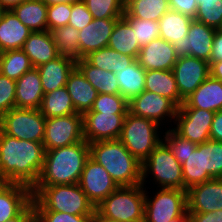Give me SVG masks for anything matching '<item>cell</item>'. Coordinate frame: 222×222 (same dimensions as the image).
<instances>
[{"label":"cell","instance_id":"obj_1","mask_svg":"<svg viewBox=\"0 0 222 222\" xmlns=\"http://www.w3.org/2000/svg\"><path fill=\"white\" fill-rule=\"evenodd\" d=\"M45 158L42 142L20 140L0 130V182L33 188Z\"/></svg>","mask_w":222,"mask_h":222},{"label":"cell","instance_id":"obj_2","mask_svg":"<svg viewBox=\"0 0 222 222\" xmlns=\"http://www.w3.org/2000/svg\"><path fill=\"white\" fill-rule=\"evenodd\" d=\"M90 157V147L86 140L45 150L43 168L35 186L77 184Z\"/></svg>","mask_w":222,"mask_h":222},{"label":"cell","instance_id":"obj_3","mask_svg":"<svg viewBox=\"0 0 222 222\" xmlns=\"http://www.w3.org/2000/svg\"><path fill=\"white\" fill-rule=\"evenodd\" d=\"M89 147L90 157L106 169L119 187L141 184L142 163L119 139L96 141Z\"/></svg>","mask_w":222,"mask_h":222},{"label":"cell","instance_id":"obj_4","mask_svg":"<svg viewBox=\"0 0 222 222\" xmlns=\"http://www.w3.org/2000/svg\"><path fill=\"white\" fill-rule=\"evenodd\" d=\"M32 195L35 211H56L71 215H93L96 211L78 183L34 186Z\"/></svg>","mask_w":222,"mask_h":222},{"label":"cell","instance_id":"obj_5","mask_svg":"<svg viewBox=\"0 0 222 222\" xmlns=\"http://www.w3.org/2000/svg\"><path fill=\"white\" fill-rule=\"evenodd\" d=\"M145 190L137 186H121L96 206V210L107 218L121 222H144Z\"/></svg>","mask_w":222,"mask_h":222},{"label":"cell","instance_id":"obj_6","mask_svg":"<svg viewBox=\"0 0 222 222\" xmlns=\"http://www.w3.org/2000/svg\"><path fill=\"white\" fill-rule=\"evenodd\" d=\"M159 129L156 122L128 112L118 139L142 163L162 141Z\"/></svg>","mask_w":222,"mask_h":222},{"label":"cell","instance_id":"obj_7","mask_svg":"<svg viewBox=\"0 0 222 222\" xmlns=\"http://www.w3.org/2000/svg\"><path fill=\"white\" fill-rule=\"evenodd\" d=\"M154 180L159 188L184 190L182 165L171 153L169 147L161 141L160 144L142 162V181L144 186L148 182L146 178ZM158 183V184H157Z\"/></svg>","mask_w":222,"mask_h":222},{"label":"cell","instance_id":"obj_8","mask_svg":"<svg viewBox=\"0 0 222 222\" xmlns=\"http://www.w3.org/2000/svg\"><path fill=\"white\" fill-rule=\"evenodd\" d=\"M46 118L39 109L12 108L0 117V130L17 139L42 142Z\"/></svg>","mask_w":222,"mask_h":222},{"label":"cell","instance_id":"obj_9","mask_svg":"<svg viewBox=\"0 0 222 222\" xmlns=\"http://www.w3.org/2000/svg\"><path fill=\"white\" fill-rule=\"evenodd\" d=\"M145 190L144 222H170L187 212V191L160 188L154 197Z\"/></svg>","mask_w":222,"mask_h":222},{"label":"cell","instance_id":"obj_10","mask_svg":"<svg viewBox=\"0 0 222 222\" xmlns=\"http://www.w3.org/2000/svg\"><path fill=\"white\" fill-rule=\"evenodd\" d=\"M83 140V116L81 113L46 118L42 141L45 150L69 146Z\"/></svg>","mask_w":222,"mask_h":222},{"label":"cell","instance_id":"obj_11","mask_svg":"<svg viewBox=\"0 0 222 222\" xmlns=\"http://www.w3.org/2000/svg\"><path fill=\"white\" fill-rule=\"evenodd\" d=\"M128 106L131 114L150 119L161 127L168 121L172 128L178 110L170 99L147 90L128 101Z\"/></svg>","mask_w":222,"mask_h":222},{"label":"cell","instance_id":"obj_12","mask_svg":"<svg viewBox=\"0 0 222 222\" xmlns=\"http://www.w3.org/2000/svg\"><path fill=\"white\" fill-rule=\"evenodd\" d=\"M215 112L199 108H178L172 128L182 138L196 145L210 139V129Z\"/></svg>","mask_w":222,"mask_h":222},{"label":"cell","instance_id":"obj_13","mask_svg":"<svg viewBox=\"0 0 222 222\" xmlns=\"http://www.w3.org/2000/svg\"><path fill=\"white\" fill-rule=\"evenodd\" d=\"M78 184L95 207L119 187L106 169L91 157L85 162Z\"/></svg>","mask_w":222,"mask_h":222},{"label":"cell","instance_id":"obj_14","mask_svg":"<svg viewBox=\"0 0 222 222\" xmlns=\"http://www.w3.org/2000/svg\"><path fill=\"white\" fill-rule=\"evenodd\" d=\"M127 113L85 112L83 116L84 140L96 141L118 139Z\"/></svg>","mask_w":222,"mask_h":222},{"label":"cell","instance_id":"obj_15","mask_svg":"<svg viewBox=\"0 0 222 222\" xmlns=\"http://www.w3.org/2000/svg\"><path fill=\"white\" fill-rule=\"evenodd\" d=\"M180 97L184 100L209 76V62L192 56L178 57L172 69Z\"/></svg>","mask_w":222,"mask_h":222},{"label":"cell","instance_id":"obj_16","mask_svg":"<svg viewBox=\"0 0 222 222\" xmlns=\"http://www.w3.org/2000/svg\"><path fill=\"white\" fill-rule=\"evenodd\" d=\"M216 30L193 19L187 36L173 44L177 56H192L209 62Z\"/></svg>","mask_w":222,"mask_h":222},{"label":"cell","instance_id":"obj_17","mask_svg":"<svg viewBox=\"0 0 222 222\" xmlns=\"http://www.w3.org/2000/svg\"><path fill=\"white\" fill-rule=\"evenodd\" d=\"M187 191V211L207 213L222 210V178H213Z\"/></svg>","mask_w":222,"mask_h":222},{"label":"cell","instance_id":"obj_18","mask_svg":"<svg viewBox=\"0 0 222 222\" xmlns=\"http://www.w3.org/2000/svg\"><path fill=\"white\" fill-rule=\"evenodd\" d=\"M178 59L173 44L161 37L140 48L137 60L145 70H172Z\"/></svg>","mask_w":222,"mask_h":222},{"label":"cell","instance_id":"obj_19","mask_svg":"<svg viewBox=\"0 0 222 222\" xmlns=\"http://www.w3.org/2000/svg\"><path fill=\"white\" fill-rule=\"evenodd\" d=\"M32 189L17 183L0 182V222L18 216L31 202Z\"/></svg>","mask_w":222,"mask_h":222},{"label":"cell","instance_id":"obj_20","mask_svg":"<svg viewBox=\"0 0 222 222\" xmlns=\"http://www.w3.org/2000/svg\"><path fill=\"white\" fill-rule=\"evenodd\" d=\"M119 18H94L86 27L79 30L80 58L90 52L108 47L109 38Z\"/></svg>","mask_w":222,"mask_h":222},{"label":"cell","instance_id":"obj_21","mask_svg":"<svg viewBox=\"0 0 222 222\" xmlns=\"http://www.w3.org/2000/svg\"><path fill=\"white\" fill-rule=\"evenodd\" d=\"M76 67V60L59 55L37 67L44 94L65 87L69 74Z\"/></svg>","mask_w":222,"mask_h":222},{"label":"cell","instance_id":"obj_22","mask_svg":"<svg viewBox=\"0 0 222 222\" xmlns=\"http://www.w3.org/2000/svg\"><path fill=\"white\" fill-rule=\"evenodd\" d=\"M179 108H199L212 112L222 110V81L211 75L187 98Z\"/></svg>","mask_w":222,"mask_h":222},{"label":"cell","instance_id":"obj_23","mask_svg":"<svg viewBox=\"0 0 222 222\" xmlns=\"http://www.w3.org/2000/svg\"><path fill=\"white\" fill-rule=\"evenodd\" d=\"M43 96L40 73L36 67L25 72L16 81V108L39 109Z\"/></svg>","mask_w":222,"mask_h":222},{"label":"cell","instance_id":"obj_24","mask_svg":"<svg viewBox=\"0 0 222 222\" xmlns=\"http://www.w3.org/2000/svg\"><path fill=\"white\" fill-rule=\"evenodd\" d=\"M22 50L29 57L33 67L36 68L59 56L57 47L49 30L32 32L24 42Z\"/></svg>","mask_w":222,"mask_h":222},{"label":"cell","instance_id":"obj_25","mask_svg":"<svg viewBox=\"0 0 222 222\" xmlns=\"http://www.w3.org/2000/svg\"><path fill=\"white\" fill-rule=\"evenodd\" d=\"M31 30L23 25L12 10H4L0 18V48L2 51L22 49Z\"/></svg>","mask_w":222,"mask_h":222},{"label":"cell","instance_id":"obj_26","mask_svg":"<svg viewBox=\"0 0 222 222\" xmlns=\"http://www.w3.org/2000/svg\"><path fill=\"white\" fill-rule=\"evenodd\" d=\"M65 87L71 96L76 112L81 114L92 108L99 94L77 67L69 74Z\"/></svg>","mask_w":222,"mask_h":222},{"label":"cell","instance_id":"obj_27","mask_svg":"<svg viewBox=\"0 0 222 222\" xmlns=\"http://www.w3.org/2000/svg\"><path fill=\"white\" fill-rule=\"evenodd\" d=\"M145 90L170 99L178 108L184 102L180 97L172 70H148L145 76Z\"/></svg>","mask_w":222,"mask_h":222},{"label":"cell","instance_id":"obj_28","mask_svg":"<svg viewBox=\"0 0 222 222\" xmlns=\"http://www.w3.org/2000/svg\"><path fill=\"white\" fill-rule=\"evenodd\" d=\"M115 76L120 95L127 101L145 91L146 71L139 65L137 59L130 66L115 72Z\"/></svg>","mask_w":222,"mask_h":222},{"label":"cell","instance_id":"obj_29","mask_svg":"<svg viewBox=\"0 0 222 222\" xmlns=\"http://www.w3.org/2000/svg\"><path fill=\"white\" fill-rule=\"evenodd\" d=\"M76 67L99 94H120L115 73L97 68L85 58L76 60Z\"/></svg>","mask_w":222,"mask_h":222},{"label":"cell","instance_id":"obj_30","mask_svg":"<svg viewBox=\"0 0 222 222\" xmlns=\"http://www.w3.org/2000/svg\"><path fill=\"white\" fill-rule=\"evenodd\" d=\"M20 22L28 27L31 32L47 31V5L42 0H26L14 7Z\"/></svg>","mask_w":222,"mask_h":222},{"label":"cell","instance_id":"obj_31","mask_svg":"<svg viewBox=\"0 0 222 222\" xmlns=\"http://www.w3.org/2000/svg\"><path fill=\"white\" fill-rule=\"evenodd\" d=\"M193 18L180 12L169 10L158 21L160 37L174 44L187 36Z\"/></svg>","mask_w":222,"mask_h":222},{"label":"cell","instance_id":"obj_32","mask_svg":"<svg viewBox=\"0 0 222 222\" xmlns=\"http://www.w3.org/2000/svg\"><path fill=\"white\" fill-rule=\"evenodd\" d=\"M108 47L137 59L141 47L131 25L123 17L114 25Z\"/></svg>","mask_w":222,"mask_h":222},{"label":"cell","instance_id":"obj_33","mask_svg":"<svg viewBox=\"0 0 222 222\" xmlns=\"http://www.w3.org/2000/svg\"><path fill=\"white\" fill-rule=\"evenodd\" d=\"M39 110L45 118L61 117L77 113L66 87L45 93Z\"/></svg>","mask_w":222,"mask_h":222},{"label":"cell","instance_id":"obj_34","mask_svg":"<svg viewBox=\"0 0 222 222\" xmlns=\"http://www.w3.org/2000/svg\"><path fill=\"white\" fill-rule=\"evenodd\" d=\"M91 65L109 72H117L122 68L130 66L136 58L121 54L114 49L104 47L90 52L84 57Z\"/></svg>","mask_w":222,"mask_h":222},{"label":"cell","instance_id":"obj_35","mask_svg":"<svg viewBox=\"0 0 222 222\" xmlns=\"http://www.w3.org/2000/svg\"><path fill=\"white\" fill-rule=\"evenodd\" d=\"M184 190L213 179L204 170L203 143L198 144L182 164Z\"/></svg>","mask_w":222,"mask_h":222},{"label":"cell","instance_id":"obj_36","mask_svg":"<svg viewBox=\"0 0 222 222\" xmlns=\"http://www.w3.org/2000/svg\"><path fill=\"white\" fill-rule=\"evenodd\" d=\"M169 10L168 0H125V12L131 18L158 22Z\"/></svg>","mask_w":222,"mask_h":222},{"label":"cell","instance_id":"obj_37","mask_svg":"<svg viewBox=\"0 0 222 222\" xmlns=\"http://www.w3.org/2000/svg\"><path fill=\"white\" fill-rule=\"evenodd\" d=\"M59 55L80 59L79 30L66 25L50 31Z\"/></svg>","mask_w":222,"mask_h":222},{"label":"cell","instance_id":"obj_38","mask_svg":"<svg viewBox=\"0 0 222 222\" xmlns=\"http://www.w3.org/2000/svg\"><path fill=\"white\" fill-rule=\"evenodd\" d=\"M33 68L29 57L22 49L4 51L1 58L0 73L17 81L25 72Z\"/></svg>","mask_w":222,"mask_h":222},{"label":"cell","instance_id":"obj_39","mask_svg":"<svg viewBox=\"0 0 222 222\" xmlns=\"http://www.w3.org/2000/svg\"><path fill=\"white\" fill-rule=\"evenodd\" d=\"M93 18H121L125 13V0H83Z\"/></svg>","mask_w":222,"mask_h":222},{"label":"cell","instance_id":"obj_40","mask_svg":"<svg viewBox=\"0 0 222 222\" xmlns=\"http://www.w3.org/2000/svg\"><path fill=\"white\" fill-rule=\"evenodd\" d=\"M123 18L131 25L140 47L160 37L159 24L157 21L131 18L126 12Z\"/></svg>","mask_w":222,"mask_h":222},{"label":"cell","instance_id":"obj_41","mask_svg":"<svg viewBox=\"0 0 222 222\" xmlns=\"http://www.w3.org/2000/svg\"><path fill=\"white\" fill-rule=\"evenodd\" d=\"M204 170L212 178H222V142L209 139L203 143Z\"/></svg>","mask_w":222,"mask_h":222},{"label":"cell","instance_id":"obj_42","mask_svg":"<svg viewBox=\"0 0 222 222\" xmlns=\"http://www.w3.org/2000/svg\"><path fill=\"white\" fill-rule=\"evenodd\" d=\"M194 20L217 29L222 22V0H197Z\"/></svg>","mask_w":222,"mask_h":222},{"label":"cell","instance_id":"obj_43","mask_svg":"<svg viewBox=\"0 0 222 222\" xmlns=\"http://www.w3.org/2000/svg\"><path fill=\"white\" fill-rule=\"evenodd\" d=\"M163 134L162 141L169 147L171 153L182 165L190 153L197 147V145L188 139L182 138L171 127L166 129Z\"/></svg>","mask_w":222,"mask_h":222},{"label":"cell","instance_id":"obj_44","mask_svg":"<svg viewBox=\"0 0 222 222\" xmlns=\"http://www.w3.org/2000/svg\"><path fill=\"white\" fill-rule=\"evenodd\" d=\"M87 112L128 113V101L120 94H98Z\"/></svg>","mask_w":222,"mask_h":222},{"label":"cell","instance_id":"obj_45","mask_svg":"<svg viewBox=\"0 0 222 222\" xmlns=\"http://www.w3.org/2000/svg\"><path fill=\"white\" fill-rule=\"evenodd\" d=\"M71 4L59 3L47 6V28L49 31L68 25Z\"/></svg>","mask_w":222,"mask_h":222},{"label":"cell","instance_id":"obj_46","mask_svg":"<svg viewBox=\"0 0 222 222\" xmlns=\"http://www.w3.org/2000/svg\"><path fill=\"white\" fill-rule=\"evenodd\" d=\"M16 81L0 73V117L15 108Z\"/></svg>","mask_w":222,"mask_h":222},{"label":"cell","instance_id":"obj_47","mask_svg":"<svg viewBox=\"0 0 222 222\" xmlns=\"http://www.w3.org/2000/svg\"><path fill=\"white\" fill-rule=\"evenodd\" d=\"M93 19V16L83 1L71 4V14L68 25L77 30H81L92 22Z\"/></svg>","mask_w":222,"mask_h":222},{"label":"cell","instance_id":"obj_48","mask_svg":"<svg viewBox=\"0 0 222 222\" xmlns=\"http://www.w3.org/2000/svg\"><path fill=\"white\" fill-rule=\"evenodd\" d=\"M43 222H89L92 215H71L56 211H35Z\"/></svg>","mask_w":222,"mask_h":222},{"label":"cell","instance_id":"obj_49","mask_svg":"<svg viewBox=\"0 0 222 222\" xmlns=\"http://www.w3.org/2000/svg\"><path fill=\"white\" fill-rule=\"evenodd\" d=\"M170 10L188 15L194 19L197 13V0H168Z\"/></svg>","mask_w":222,"mask_h":222},{"label":"cell","instance_id":"obj_50","mask_svg":"<svg viewBox=\"0 0 222 222\" xmlns=\"http://www.w3.org/2000/svg\"><path fill=\"white\" fill-rule=\"evenodd\" d=\"M191 222H222V210L199 213L189 212Z\"/></svg>","mask_w":222,"mask_h":222},{"label":"cell","instance_id":"obj_51","mask_svg":"<svg viewBox=\"0 0 222 222\" xmlns=\"http://www.w3.org/2000/svg\"><path fill=\"white\" fill-rule=\"evenodd\" d=\"M219 61H222V32L216 30V33L213 38V46L209 65Z\"/></svg>","mask_w":222,"mask_h":222},{"label":"cell","instance_id":"obj_52","mask_svg":"<svg viewBox=\"0 0 222 222\" xmlns=\"http://www.w3.org/2000/svg\"><path fill=\"white\" fill-rule=\"evenodd\" d=\"M210 139L222 142V110L215 112L210 129Z\"/></svg>","mask_w":222,"mask_h":222},{"label":"cell","instance_id":"obj_53","mask_svg":"<svg viewBox=\"0 0 222 222\" xmlns=\"http://www.w3.org/2000/svg\"><path fill=\"white\" fill-rule=\"evenodd\" d=\"M35 214V208L31 202L18 216L8 219L6 222H27Z\"/></svg>","mask_w":222,"mask_h":222},{"label":"cell","instance_id":"obj_54","mask_svg":"<svg viewBox=\"0 0 222 222\" xmlns=\"http://www.w3.org/2000/svg\"><path fill=\"white\" fill-rule=\"evenodd\" d=\"M210 75L222 81V61L214 62L210 65Z\"/></svg>","mask_w":222,"mask_h":222},{"label":"cell","instance_id":"obj_55","mask_svg":"<svg viewBox=\"0 0 222 222\" xmlns=\"http://www.w3.org/2000/svg\"><path fill=\"white\" fill-rule=\"evenodd\" d=\"M26 0H0V5L4 10H12Z\"/></svg>","mask_w":222,"mask_h":222},{"label":"cell","instance_id":"obj_56","mask_svg":"<svg viewBox=\"0 0 222 222\" xmlns=\"http://www.w3.org/2000/svg\"><path fill=\"white\" fill-rule=\"evenodd\" d=\"M89 222H121L116 219L107 218L105 216H102L97 210L92 215V217L89 219Z\"/></svg>","mask_w":222,"mask_h":222},{"label":"cell","instance_id":"obj_57","mask_svg":"<svg viewBox=\"0 0 222 222\" xmlns=\"http://www.w3.org/2000/svg\"><path fill=\"white\" fill-rule=\"evenodd\" d=\"M47 6L59 4V3H67V4H73L77 3L83 0H42Z\"/></svg>","mask_w":222,"mask_h":222},{"label":"cell","instance_id":"obj_58","mask_svg":"<svg viewBox=\"0 0 222 222\" xmlns=\"http://www.w3.org/2000/svg\"><path fill=\"white\" fill-rule=\"evenodd\" d=\"M170 222H191V217L189 215V212L187 211L184 215L172 219Z\"/></svg>","mask_w":222,"mask_h":222},{"label":"cell","instance_id":"obj_59","mask_svg":"<svg viewBox=\"0 0 222 222\" xmlns=\"http://www.w3.org/2000/svg\"><path fill=\"white\" fill-rule=\"evenodd\" d=\"M27 222H43L39 216L35 213Z\"/></svg>","mask_w":222,"mask_h":222},{"label":"cell","instance_id":"obj_60","mask_svg":"<svg viewBox=\"0 0 222 222\" xmlns=\"http://www.w3.org/2000/svg\"><path fill=\"white\" fill-rule=\"evenodd\" d=\"M217 30H218L219 32H222V22H221L220 26L217 28Z\"/></svg>","mask_w":222,"mask_h":222},{"label":"cell","instance_id":"obj_61","mask_svg":"<svg viewBox=\"0 0 222 222\" xmlns=\"http://www.w3.org/2000/svg\"><path fill=\"white\" fill-rule=\"evenodd\" d=\"M3 11H4V9H3V8L1 7V5H0V18H1V16H2Z\"/></svg>","mask_w":222,"mask_h":222},{"label":"cell","instance_id":"obj_62","mask_svg":"<svg viewBox=\"0 0 222 222\" xmlns=\"http://www.w3.org/2000/svg\"><path fill=\"white\" fill-rule=\"evenodd\" d=\"M2 54H3V51H2V49L0 48V64H1Z\"/></svg>","mask_w":222,"mask_h":222}]
</instances>
